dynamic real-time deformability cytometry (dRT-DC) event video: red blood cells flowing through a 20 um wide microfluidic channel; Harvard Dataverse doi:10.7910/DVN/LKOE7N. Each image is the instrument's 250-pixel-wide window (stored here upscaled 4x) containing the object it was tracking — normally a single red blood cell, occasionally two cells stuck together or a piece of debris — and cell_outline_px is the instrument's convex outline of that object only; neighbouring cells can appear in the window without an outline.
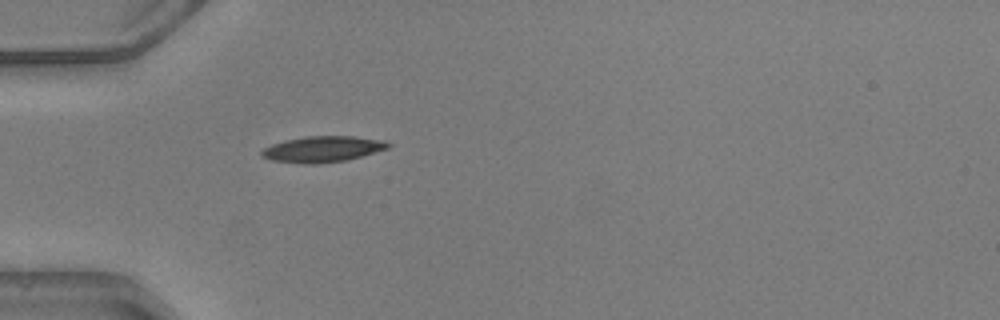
{"species": "common noctule bat (a hibernating species)", "species_latin": "Nyctalus noctula", "temperature_condition": "warm", "stored_images_in_passage": 13, "camera_frame_rate_fps": 3000, "um_per_image_px": 0.085, "animal": {"sex": "male", "body_mass_g": 20.5, "forearm_length_mm": 52.5}, "frame": {"image": 1, "passage_image": 1, "time_ms": 0.0, "image_size_px": [1000, 320], "cell_outline_px": [[392, 144], [388, 148], [348, 160], [312, 164], [304, 164], [272, 160], [260, 156], [260, 152], [264, 148], [272, 144], [284, 140], [304, 136], [356, 136], [384, 140]], "centroid_in_image_um": [27.42, 12.67], "position_along_channel_um": 57.6, "area_um2": 19.25}}
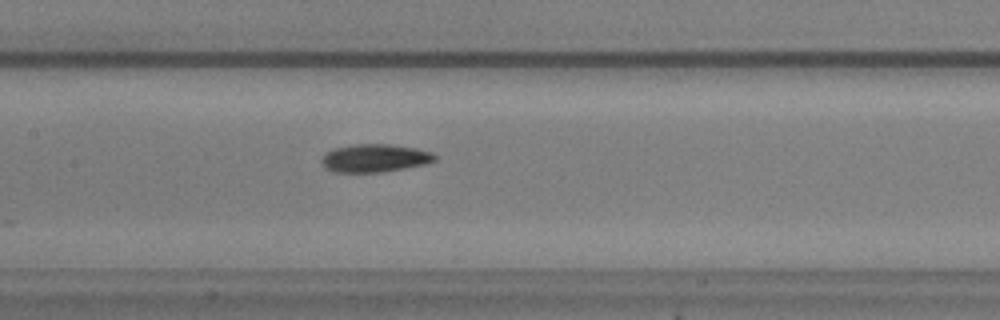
{"frame": {"image": 2, "passage_image": 10, "time_ms": 3.0, "image_size_px": [1000, 320], "cell_outline_px": [[436, 160], [424, 164], [404, 168], [380, 172], [332, 172], [324, 168], [320, 160], [324, 152], [332, 148], [352, 144], [388, 144], [416, 148], [432, 152], [436, 156]], "centroid_in_image_um": [31.78, 13.43], "position_along_channel_um": 175.6, "area_um2": 18.67}}